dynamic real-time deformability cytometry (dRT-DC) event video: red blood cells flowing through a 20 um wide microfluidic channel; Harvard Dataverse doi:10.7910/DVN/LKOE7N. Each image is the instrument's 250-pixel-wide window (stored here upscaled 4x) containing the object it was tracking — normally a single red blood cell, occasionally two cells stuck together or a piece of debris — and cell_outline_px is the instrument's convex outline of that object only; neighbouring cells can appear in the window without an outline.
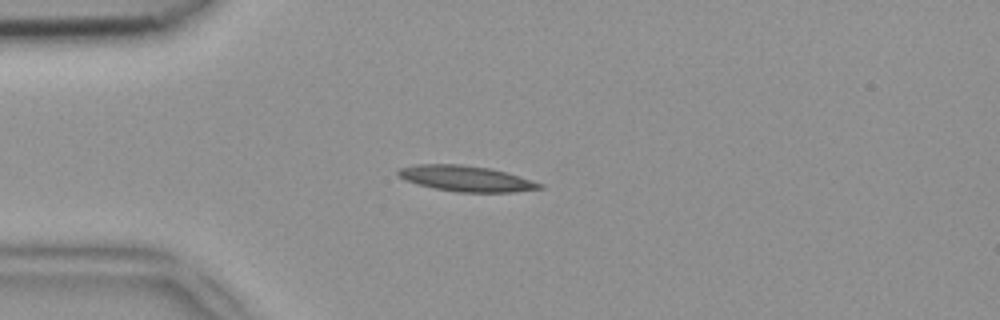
{"species": "common noctule bat (a hibernating species)", "species_latin": "Nyctalus noctula", "temperature_condition": "room temperature", "stored_images_in_passage": 39, "camera_frame_rate_fps": 3000, "um_per_image_px": 0.085, "animal": {"sex": "female", "body_mass_g": 18.4}, "frame": {"image": 1, "passage_image": 2, "time_ms": 0.333, "image_size_px": [1000, 320], "cell_outline_px": [[544, 188], [512, 192], [456, 192], [436, 188], [404, 180], [396, 172], [400, 168], [416, 164], [460, 164], [488, 168], [520, 176], [544, 184]], "centroid_in_image_um": [39.64, 15.18], "position_along_channel_um": 45.4, "area_um2": 20.98}}
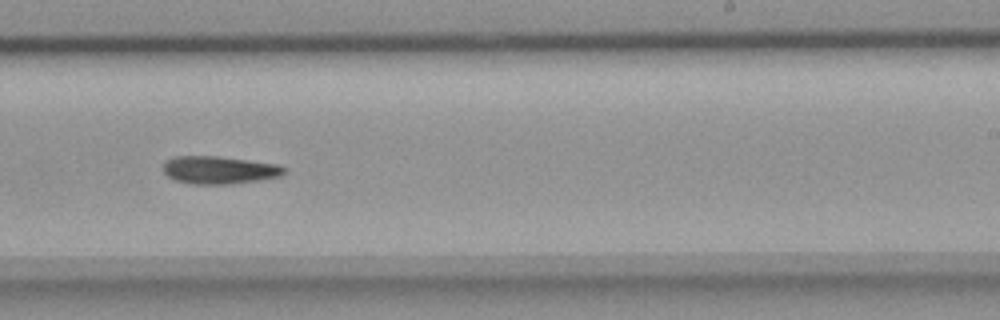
{"frame": {"image": 2, "passage_image": 20, "time_ms": 6.333, "image_size_px": [1000, 320], "cell_outline_px": [[288, 172], [280, 176], [260, 180], [232, 184], [192, 184], [176, 180], [168, 176], [164, 172], [164, 164], [168, 160], [176, 156], [216, 156], [276, 164], [284, 168]], "centroid_in_image_um": [18.65, 14.46], "position_along_channel_um": 270.3, "area_um2": 19.36}}
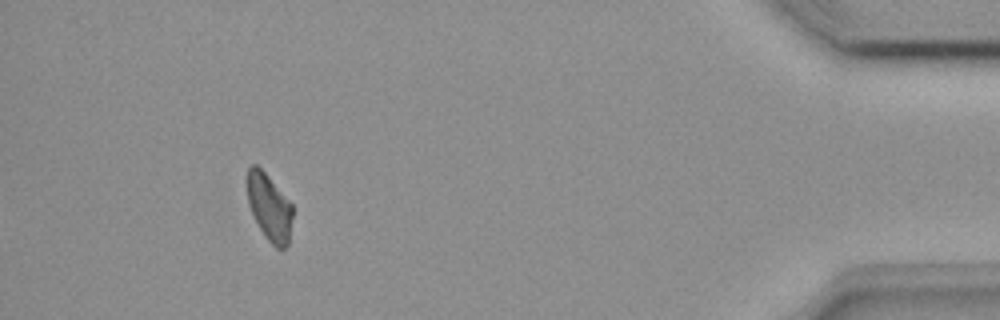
{"frame": {"image": 3, "passage_image": 35, "time_ms": 11.333, "image_size_px": [1000, 320], "cell_outline_px": [[292, 216], [288, 244], [284, 248], [276, 248], [268, 240], [260, 228], [248, 204], [248, 168], [252, 164], [256, 164], [268, 176], [292, 204]], "centroid_in_image_um": [22.9, 17.62], "position_along_channel_um": 412.3, "area_um2": 17.22}}